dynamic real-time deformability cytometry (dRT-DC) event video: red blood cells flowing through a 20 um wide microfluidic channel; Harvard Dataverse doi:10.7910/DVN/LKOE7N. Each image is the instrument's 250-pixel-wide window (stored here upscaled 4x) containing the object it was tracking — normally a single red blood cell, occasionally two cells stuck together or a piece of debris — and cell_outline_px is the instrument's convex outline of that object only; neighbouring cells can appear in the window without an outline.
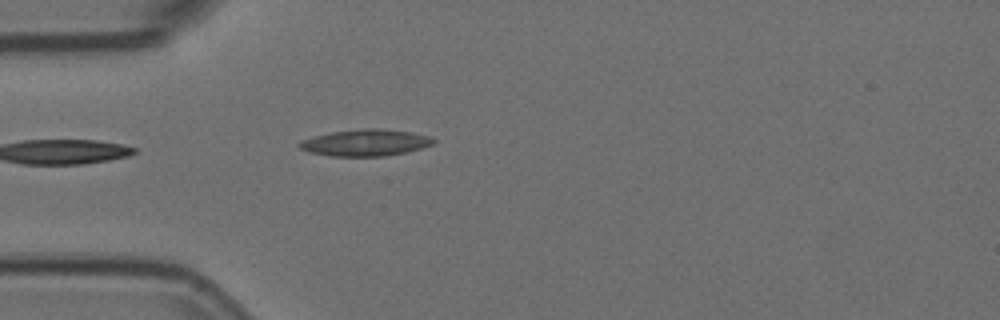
{"species": "Egyptian fruit bat (a non-hibernating species)", "species_latin": "Rousettus aegyptiacus", "temperature_condition": "room temperature", "stored_images_in_passage": 5, "camera_frame_rate_fps": 3000, "um_per_image_px": 0.085, "animal": {"sex": "female"}, "frame": {"image": 1, "passage_image": 1, "time_ms": 0.0, "image_size_px": [1000, 320], "cell_outline_px": [[436, 140], [432, 144], [420, 148], [404, 152], [384, 156], [332, 156], [312, 152], [300, 148], [296, 144], [300, 140], [332, 132], [364, 128], [380, 128], [408, 132], [428, 136]], "centroid_in_image_um": [31.03, 12.12], "position_along_channel_um": 54.0, "area_um2": 20.4}}
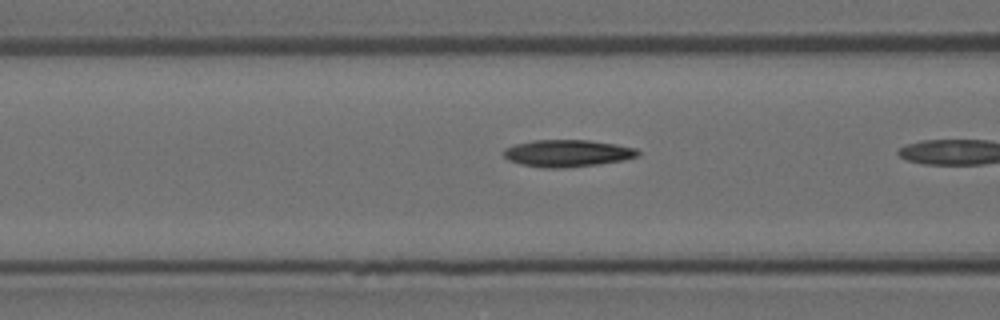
{"frame": {"image": 2, "passage_image": 4, "time_ms": 1.0, "image_size_px": [1000, 320], "cell_outline_px": [[640, 156], [624, 160], [596, 164], [564, 168], [544, 168], [520, 164], [508, 160], [504, 156], [504, 148], [516, 144], [532, 140], [588, 140], [616, 144], [636, 148], [640, 152]], "centroid_in_image_um": [48.24, 13.02], "position_along_channel_um": 118.4, "area_um2": 21.21}}